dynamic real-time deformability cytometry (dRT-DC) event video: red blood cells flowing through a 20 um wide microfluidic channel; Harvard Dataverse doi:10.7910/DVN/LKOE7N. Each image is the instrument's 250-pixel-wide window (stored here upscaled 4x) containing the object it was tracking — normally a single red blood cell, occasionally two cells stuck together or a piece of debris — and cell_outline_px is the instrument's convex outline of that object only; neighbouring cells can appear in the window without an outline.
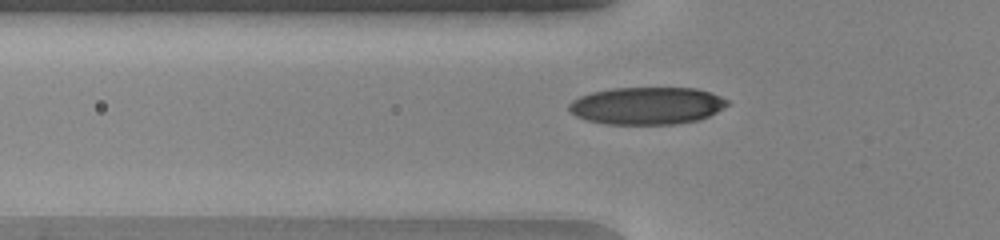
{"species": "human", "species_latin": "Homo sapiens", "temperature_condition": "warm", "stored_images_in_passage": 51, "camera_frame_rate_fps": 3000, "um_per_image_px": 0.085, "donor": {"sex": "female"}, "frame": {"image": 1, "passage_image": 19, "time_ms": 6.0, "image_size_px": [1000, 240], "cell_outline_px": [[728, 104], [724, 108], [700, 120], [676, 124], [604, 124], [588, 120], [576, 116], [568, 108], [568, 104], [572, 100], [580, 96], [592, 92], [612, 88], [696, 88], [720, 96], [728, 100]], "centroid_in_image_um": [54.98, 8.99], "position_along_channel_um": 70.8, "area_um2": 34.51}}
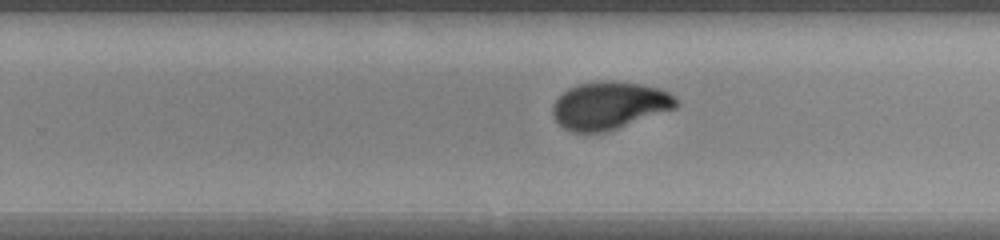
{"frame": {"image": 2, "passage_image": 34, "time_ms": 11.0, "image_size_px": [1000, 240], "cell_outline_px": [[680, 104], [676, 108], [604, 132], [572, 132], [564, 128], [552, 116], [552, 104], [568, 88], [576, 84], [600, 80], [612, 80], [640, 84], [660, 88], [668, 92]], "centroid_in_image_um": [51.77, 8.94], "position_along_channel_um": 278.0, "area_um2": 34.16}}
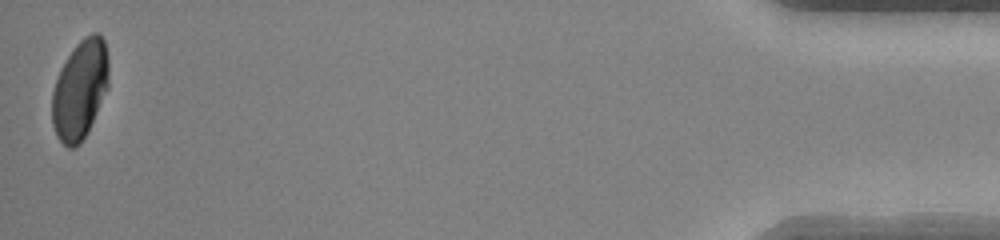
{"frame": {"image": 3, "passage_image": 51, "time_ms": 16.667, "image_size_px": [1000, 240], "cell_outline_px": [[108, 88], [88, 132], [80, 144], [72, 148], [68, 148], [56, 136], [52, 124], [52, 92], [56, 80], [68, 56], [76, 44], [80, 40], [92, 32], [96, 32], [104, 40], [108, 60]], "centroid_in_image_um": [6.8, 7.65], "position_along_channel_um": 428.4, "area_um2": 32.6}, "authors_computed_cell_mechanics": {"area_um2": 33.524, "velocity_mm_per_s": 4.1607, "shape_relaxation_time_tau1_ms": 4.9451, "shape_relaxation_time_tau2_ms": null, "deformation_change_tau1": 0.21, "deformation_change_tau2": null}}